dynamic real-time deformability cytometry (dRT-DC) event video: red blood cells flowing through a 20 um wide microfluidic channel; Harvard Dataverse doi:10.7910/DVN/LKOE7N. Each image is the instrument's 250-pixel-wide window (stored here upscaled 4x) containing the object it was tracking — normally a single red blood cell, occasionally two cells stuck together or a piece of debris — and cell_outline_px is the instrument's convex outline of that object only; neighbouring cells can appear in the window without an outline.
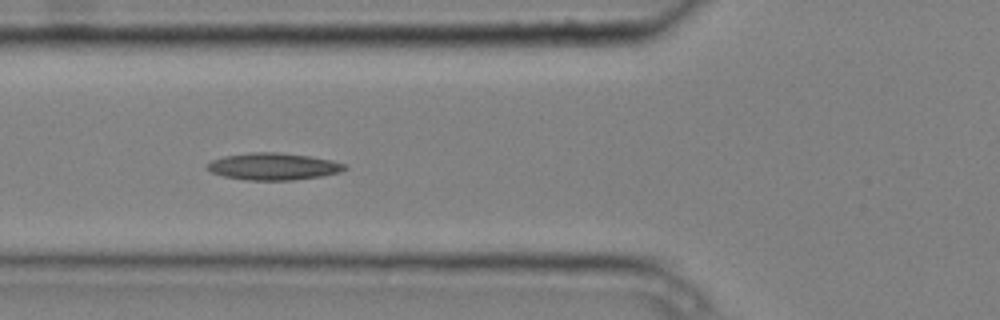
{"species": "common noctule bat (a hibernating species)", "species_latin": "Nyctalus noctula", "temperature_condition": "cold", "stored_images_in_passage": 6, "camera_frame_rate_fps": 3000, "um_per_image_px": 0.085, "animal": {"sex": "male", "body_mass_g": 20.4}, "frame": {"image": 1, "passage_image": 5, "time_ms": 1.333, "image_size_px": [1000, 320], "cell_outline_px": [[348, 168], [340, 172], [320, 176], [292, 180], [248, 180], [224, 176], [212, 172], [204, 168], [212, 160], [224, 156], [248, 152], [280, 152], [308, 156], [332, 160], [348, 164]], "centroid_in_image_um": [23.25, 14.14], "position_along_channel_um": 102.6, "area_um2": 21.68}}
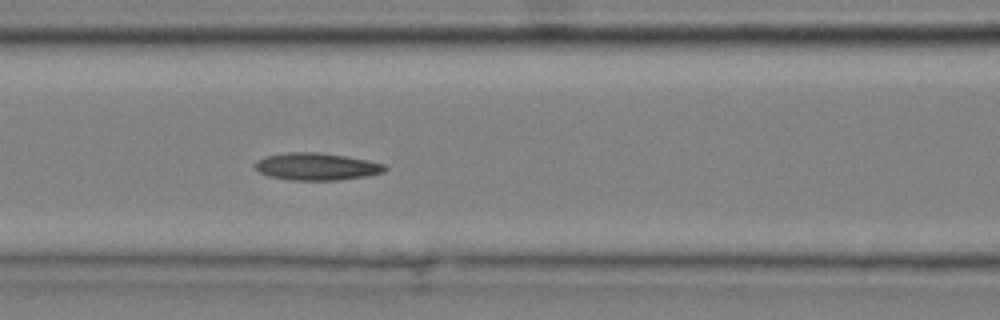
{"frame": {"image": 2, "passage_image": 6, "time_ms": 1.667, "image_size_px": [1000, 320], "cell_outline_px": [[388, 168], [384, 172], [368, 176], [340, 180], [288, 180], [268, 176], [260, 172], [252, 164], [256, 160], [264, 156], [288, 152], [316, 152], [344, 156], [368, 160], [384, 164]], "centroid_in_image_um": [26.89, 14.16], "position_along_channel_um": 139.7, "area_um2": 20.81}}